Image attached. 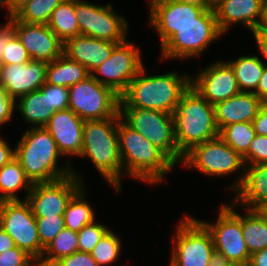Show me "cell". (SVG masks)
I'll list each match as a JSON object with an SVG mask.
<instances>
[{
  "mask_svg": "<svg viewBox=\"0 0 267 266\" xmlns=\"http://www.w3.org/2000/svg\"><path fill=\"white\" fill-rule=\"evenodd\" d=\"M117 133L123 173L130 177L154 185L176 166L162 150L129 127L120 115Z\"/></svg>",
  "mask_w": 267,
  "mask_h": 266,
  "instance_id": "1",
  "label": "cell"
},
{
  "mask_svg": "<svg viewBox=\"0 0 267 266\" xmlns=\"http://www.w3.org/2000/svg\"><path fill=\"white\" fill-rule=\"evenodd\" d=\"M145 68L129 83L120 96L119 107L158 110L172 114L183 94L191 86L189 75L175 72L147 76Z\"/></svg>",
  "mask_w": 267,
  "mask_h": 266,
  "instance_id": "2",
  "label": "cell"
},
{
  "mask_svg": "<svg viewBox=\"0 0 267 266\" xmlns=\"http://www.w3.org/2000/svg\"><path fill=\"white\" fill-rule=\"evenodd\" d=\"M15 158L32 183L53 182L72 175L70 163L58 167L56 142L45 127H33L23 133L15 145Z\"/></svg>",
  "mask_w": 267,
  "mask_h": 266,
  "instance_id": "3",
  "label": "cell"
},
{
  "mask_svg": "<svg viewBox=\"0 0 267 266\" xmlns=\"http://www.w3.org/2000/svg\"><path fill=\"white\" fill-rule=\"evenodd\" d=\"M176 144L184 156L194 146L219 137L214 105L191 86L172 113Z\"/></svg>",
  "mask_w": 267,
  "mask_h": 266,
  "instance_id": "4",
  "label": "cell"
},
{
  "mask_svg": "<svg viewBox=\"0 0 267 266\" xmlns=\"http://www.w3.org/2000/svg\"><path fill=\"white\" fill-rule=\"evenodd\" d=\"M117 126L118 117L85 120L80 157H89L109 185L119 193L123 168Z\"/></svg>",
  "mask_w": 267,
  "mask_h": 266,
  "instance_id": "5",
  "label": "cell"
},
{
  "mask_svg": "<svg viewBox=\"0 0 267 266\" xmlns=\"http://www.w3.org/2000/svg\"><path fill=\"white\" fill-rule=\"evenodd\" d=\"M175 232L169 266H214L217 263L212 236L199 219L184 216Z\"/></svg>",
  "mask_w": 267,
  "mask_h": 266,
  "instance_id": "6",
  "label": "cell"
},
{
  "mask_svg": "<svg viewBox=\"0 0 267 266\" xmlns=\"http://www.w3.org/2000/svg\"><path fill=\"white\" fill-rule=\"evenodd\" d=\"M232 205H221L217 222L213 225L200 221L210 232L217 262L236 266H247L250 254L241 227V215L234 211ZM233 207V208H232Z\"/></svg>",
  "mask_w": 267,
  "mask_h": 266,
  "instance_id": "7",
  "label": "cell"
},
{
  "mask_svg": "<svg viewBox=\"0 0 267 266\" xmlns=\"http://www.w3.org/2000/svg\"><path fill=\"white\" fill-rule=\"evenodd\" d=\"M121 119L162 150L175 164L182 163L175 140L173 116L167 112L135 107H119Z\"/></svg>",
  "mask_w": 267,
  "mask_h": 266,
  "instance_id": "8",
  "label": "cell"
},
{
  "mask_svg": "<svg viewBox=\"0 0 267 266\" xmlns=\"http://www.w3.org/2000/svg\"><path fill=\"white\" fill-rule=\"evenodd\" d=\"M223 35L214 9H206L192 24L178 28L161 47V58H191L199 56L210 43Z\"/></svg>",
  "mask_w": 267,
  "mask_h": 266,
  "instance_id": "9",
  "label": "cell"
},
{
  "mask_svg": "<svg viewBox=\"0 0 267 266\" xmlns=\"http://www.w3.org/2000/svg\"><path fill=\"white\" fill-rule=\"evenodd\" d=\"M120 96L92 75L69 87L68 108L83 120L118 117Z\"/></svg>",
  "mask_w": 267,
  "mask_h": 266,
  "instance_id": "10",
  "label": "cell"
},
{
  "mask_svg": "<svg viewBox=\"0 0 267 266\" xmlns=\"http://www.w3.org/2000/svg\"><path fill=\"white\" fill-rule=\"evenodd\" d=\"M23 201H0V228L38 263L45 249L41 246L31 207L26 199Z\"/></svg>",
  "mask_w": 267,
  "mask_h": 266,
  "instance_id": "11",
  "label": "cell"
},
{
  "mask_svg": "<svg viewBox=\"0 0 267 266\" xmlns=\"http://www.w3.org/2000/svg\"><path fill=\"white\" fill-rule=\"evenodd\" d=\"M113 10L111 4L100 6L83 0H75V14L80 35L114 43L125 41L128 23L126 18Z\"/></svg>",
  "mask_w": 267,
  "mask_h": 266,
  "instance_id": "12",
  "label": "cell"
},
{
  "mask_svg": "<svg viewBox=\"0 0 267 266\" xmlns=\"http://www.w3.org/2000/svg\"><path fill=\"white\" fill-rule=\"evenodd\" d=\"M140 54L138 47L125 40L114 47L111 56L91 75L100 84L111 88L121 96L144 67ZM96 72L101 76L98 77Z\"/></svg>",
  "mask_w": 267,
  "mask_h": 266,
  "instance_id": "13",
  "label": "cell"
},
{
  "mask_svg": "<svg viewBox=\"0 0 267 266\" xmlns=\"http://www.w3.org/2000/svg\"><path fill=\"white\" fill-rule=\"evenodd\" d=\"M81 177L72 175L53 182L33 183L25 197L35 218L64 215L71 198L84 187Z\"/></svg>",
  "mask_w": 267,
  "mask_h": 266,
  "instance_id": "14",
  "label": "cell"
},
{
  "mask_svg": "<svg viewBox=\"0 0 267 266\" xmlns=\"http://www.w3.org/2000/svg\"><path fill=\"white\" fill-rule=\"evenodd\" d=\"M182 164L209 176L229 175L246 167L242 157L220 137L194 146L184 155Z\"/></svg>",
  "mask_w": 267,
  "mask_h": 266,
  "instance_id": "15",
  "label": "cell"
},
{
  "mask_svg": "<svg viewBox=\"0 0 267 266\" xmlns=\"http://www.w3.org/2000/svg\"><path fill=\"white\" fill-rule=\"evenodd\" d=\"M149 25L156 29L161 46L186 24H192L205 11L204 8L178 0H149Z\"/></svg>",
  "mask_w": 267,
  "mask_h": 266,
  "instance_id": "16",
  "label": "cell"
},
{
  "mask_svg": "<svg viewBox=\"0 0 267 266\" xmlns=\"http://www.w3.org/2000/svg\"><path fill=\"white\" fill-rule=\"evenodd\" d=\"M196 76L191 87L208 103L215 105L241 93L235 72L227 61L214 62Z\"/></svg>",
  "mask_w": 267,
  "mask_h": 266,
  "instance_id": "17",
  "label": "cell"
},
{
  "mask_svg": "<svg viewBox=\"0 0 267 266\" xmlns=\"http://www.w3.org/2000/svg\"><path fill=\"white\" fill-rule=\"evenodd\" d=\"M8 19L31 60L51 62L63 54L64 43L48 25L21 22L13 15Z\"/></svg>",
  "mask_w": 267,
  "mask_h": 266,
  "instance_id": "18",
  "label": "cell"
},
{
  "mask_svg": "<svg viewBox=\"0 0 267 266\" xmlns=\"http://www.w3.org/2000/svg\"><path fill=\"white\" fill-rule=\"evenodd\" d=\"M48 62L30 60L22 64L0 65V84L15 101L40 89L46 81Z\"/></svg>",
  "mask_w": 267,
  "mask_h": 266,
  "instance_id": "19",
  "label": "cell"
},
{
  "mask_svg": "<svg viewBox=\"0 0 267 266\" xmlns=\"http://www.w3.org/2000/svg\"><path fill=\"white\" fill-rule=\"evenodd\" d=\"M81 119L69 108L56 111L44 126L56 142L62 155L80 156L83 142V125Z\"/></svg>",
  "mask_w": 267,
  "mask_h": 266,
  "instance_id": "20",
  "label": "cell"
},
{
  "mask_svg": "<svg viewBox=\"0 0 267 266\" xmlns=\"http://www.w3.org/2000/svg\"><path fill=\"white\" fill-rule=\"evenodd\" d=\"M118 43L77 35L64 43L63 54L85 66L90 74L103 64Z\"/></svg>",
  "mask_w": 267,
  "mask_h": 266,
  "instance_id": "21",
  "label": "cell"
},
{
  "mask_svg": "<svg viewBox=\"0 0 267 266\" xmlns=\"http://www.w3.org/2000/svg\"><path fill=\"white\" fill-rule=\"evenodd\" d=\"M246 166L242 176L230 188L237 193L235 205L240 204L255 210L262 202L267 201V164Z\"/></svg>",
  "mask_w": 267,
  "mask_h": 266,
  "instance_id": "22",
  "label": "cell"
},
{
  "mask_svg": "<svg viewBox=\"0 0 267 266\" xmlns=\"http://www.w3.org/2000/svg\"><path fill=\"white\" fill-rule=\"evenodd\" d=\"M262 3L263 0H221L213 7L220 31L226 34L231 25L239 22L254 32Z\"/></svg>",
  "mask_w": 267,
  "mask_h": 266,
  "instance_id": "23",
  "label": "cell"
},
{
  "mask_svg": "<svg viewBox=\"0 0 267 266\" xmlns=\"http://www.w3.org/2000/svg\"><path fill=\"white\" fill-rule=\"evenodd\" d=\"M261 99L254 93L241 92L214 105L219 131L232 123L252 122L257 116Z\"/></svg>",
  "mask_w": 267,
  "mask_h": 266,
  "instance_id": "24",
  "label": "cell"
},
{
  "mask_svg": "<svg viewBox=\"0 0 267 266\" xmlns=\"http://www.w3.org/2000/svg\"><path fill=\"white\" fill-rule=\"evenodd\" d=\"M90 75V72L85 66L62 54L55 60L48 62L45 82L69 88L85 80Z\"/></svg>",
  "mask_w": 267,
  "mask_h": 266,
  "instance_id": "25",
  "label": "cell"
},
{
  "mask_svg": "<svg viewBox=\"0 0 267 266\" xmlns=\"http://www.w3.org/2000/svg\"><path fill=\"white\" fill-rule=\"evenodd\" d=\"M17 106L26 122L33 127H44L55 113L50 107L49 92L40 89L30 92L18 98Z\"/></svg>",
  "mask_w": 267,
  "mask_h": 266,
  "instance_id": "26",
  "label": "cell"
},
{
  "mask_svg": "<svg viewBox=\"0 0 267 266\" xmlns=\"http://www.w3.org/2000/svg\"><path fill=\"white\" fill-rule=\"evenodd\" d=\"M32 186L33 183L26 176L16 158L0 168V201L20 200L16 192L24 189L28 195Z\"/></svg>",
  "mask_w": 267,
  "mask_h": 266,
  "instance_id": "27",
  "label": "cell"
},
{
  "mask_svg": "<svg viewBox=\"0 0 267 266\" xmlns=\"http://www.w3.org/2000/svg\"><path fill=\"white\" fill-rule=\"evenodd\" d=\"M47 25L63 43L80 35L75 0L62 1L52 12Z\"/></svg>",
  "mask_w": 267,
  "mask_h": 266,
  "instance_id": "28",
  "label": "cell"
},
{
  "mask_svg": "<svg viewBox=\"0 0 267 266\" xmlns=\"http://www.w3.org/2000/svg\"><path fill=\"white\" fill-rule=\"evenodd\" d=\"M228 63L235 72L241 92L255 93L265 67L263 60L257 55H249Z\"/></svg>",
  "mask_w": 267,
  "mask_h": 266,
  "instance_id": "29",
  "label": "cell"
},
{
  "mask_svg": "<svg viewBox=\"0 0 267 266\" xmlns=\"http://www.w3.org/2000/svg\"><path fill=\"white\" fill-rule=\"evenodd\" d=\"M246 211V215H241V227L251 255L267 247V221L253 209H246Z\"/></svg>",
  "mask_w": 267,
  "mask_h": 266,
  "instance_id": "30",
  "label": "cell"
},
{
  "mask_svg": "<svg viewBox=\"0 0 267 266\" xmlns=\"http://www.w3.org/2000/svg\"><path fill=\"white\" fill-rule=\"evenodd\" d=\"M77 251H79L77 232L64 228L45 248L37 266H53L61 258Z\"/></svg>",
  "mask_w": 267,
  "mask_h": 266,
  "instance_id": "31",
  "label": "cell"
},
{
  "mask_svg": "<svg viewBox=\"0 0 267 266\" xmlns=\"http://www.w3.org/2000/svg\"><path fill=\"white\" fill-rule=\"evenodd\" d=\"M83 189L84 187L71 198L64 212L65 228L75 232L95 221L92 207L84 200Z\"/></svg>",
  "mask_w": 267,
  "mask_h": 266,
  "instance_id": "32",
  "label": "cell"
},
{
  "mask_svg": "<svg viewBox=\"0 0 267 266\" xmlns=\"http://www.w3.org/2000/svg\"><path fill=\"white\" fill-rule=\"evenodd\" d=\"M255 135L252 122L232 123L219 131V137L241 157L247 153Z\"/></svg>",
  "mask_w": 267,
  "mask_h": 266,
  "instance_id": "33",
  "label": "cell"
},
{
  "mask_svg": "<svg viewBox=\"0 0 267 266\" xmlns=\"http://www.w3.org/2000/svg\"><path fill=\"white\" fill-rule=\"evenodd\" d=\"M64 0H29L13 16L26 23L46 24L52 12Z\"/></svg>",
  "mask_w": 267,
  "mask_h": 266,
  "instance_id": "34",
  "label": "cell"
},
{
  "mask_svg": "<svg viewBox=\"0 0 267 266\" xmlns=\"http://www.w3.org/2000/svg\"><path fill=\"white\" fill-rule=\"evenodd\" d=\"M121 241L116 233L109 230L90 252L98 266L115 263L121 253Z\"/></svg>",
  "mask_w": 267,
  "mask_h": 266,
  "instance_id": "35",
  "label": "cell"
},
{
  "mask_svg": "<svg viewBox=\"0 0 267 266\" xmlns=\"http://www.w3.org/2000/svg\"><path fill=\"white\" fill-rule=\"evenodd\" d=\"M36 225L41 246L45 249L65 228L64 215L36 218Z\"/></svg>",
  "mask_w": 267,
  "mask_h": 266,
  "instance_id": "36",
  "label": "cell"
},
{
  "mask_svg": "<svg viewBox=\"0 0 267 266\" xmlns=\"http://www.w3.org/2000/svg\"><path fill=\"white\" fill-rule=\"evenodd\" d=\"M109 231L106 226L95 221L84 226L78 234V246L81 252H91L101 238Z\"/></svg>",
  "mask_w": 267,
  "mask_h": 266,
  "instance_id": "37",
  "label": "cell"
},
{
  "mask_svg": "<svg viewBox=\"0 0 267 266\" xmlns=\"http://www.w3.org/2000/svg\"><path fill=\"white\" fill-rule=\"evenodd\" d=\"M31 60L28 51L24 48L21 41L15 35L4 49L3 58L0 65L22 64Z\"/></svg>",
  "mask_w": 267,
  "mask_h": 266,
  "instance_id": "38",
  "label": "cell"
},
{
  "mask_svg": "<svg viewBox=\"0 0 267 266\" xmlns=\"http://www.w3.org/2000/svg\"><path fill=\"white\" fill-rule=\"evenodd\" d=\"M242 159L245 165L267 164V136L256 134Z\"/></svg>",
  "mask_w": 267,
  "mask_h": 266,
  "instance_id": "39",
  "label": "cell"
},
{
  "mask_svg": "<svg viewBox=\"0 0 267 266\" xmlns=\"http://www.w3.org/2000/svg\"><path fill=\"white\" fill-rule=\"evenodd\" d=\"M40 90L42 92H49L50 107L55 112L68 108L69 88L45 82Z\"/></svg>",
  "mask_w": 267,
  "mask_h": 266,
  "instance_id": "40",
  "label": "cell"
},
{
  "mask_svg": "<svg viewBox=\"0 0 267 266\" xmlns=\"http://www.w3.org/2000/svg\"><path fill=\"white\" fill-rule=\"evenodd\" d=\"M32 264L37 266L36 260L17 246L0 254V266H32Z\"/></svg>",
  "mask_w": 267,
  "mask_h": 266,
  "instance_id": "41",
  "label": "cell"
},
{
  "mask_svg": "<svg viewBox=\"0 0 267 266\" xmlns=\"http://www.w3.org/2000/svg\"><path fill=\"white\" fill-rule=\"evenodd\" d=\"M53 266H98L90 252L77 251L58 260Z\"/></svg>",
  "mask_w": 267,
  "mask_h": 266,
  "instance_id": "42",
  "label": "cell"
},
{
  "mask_svg": "<svg viewBox=\"0 0 267 266\" xmlns=\"http://www.w3.org/2000/svg\"><path fill=\"white\" fill-rule=\"evenodd\" d=\"M15 106V100L9 96L5 88L0 84V126L11 121L13 111L16 109Z\"/></svg>",
  "mask_w": 267,
  "mask_h": 266,
  "instance_id": "43",
  "label": "cell"
},
{
  "mask_svg": "<svg viewBox=\"0 0 267 266\" xmlns=\"http://www.w3.org/2000/svg\"><path fill=\"white\" fill-rule=\"evenodd\" d=\"M258 135L267 136V102H262L257 116L252 121Z\"/></svg>",
  "mask_w": 267,
  "mask_h": 266,
  "instance_id": "44",
  "label": "cell"
},
{
  "mask_svg": "<svg viewBox=\"0 0 267 266\" xmlns=\"http://www.w3.org/2000/svg\"><path fill=\"white\" fill-rule=\"evenodd\" d=\"M14 36V25L10 20H8L6 25H0V60L3 58L4 49L8 45V42H10Z\"/></svg>",
  "mask_w": 267,
  "mask_h": 266,
  "instance_id": "45",
  "label": "cell"
},
{
  "mask_svg": "<svg viewBox=\"0 0 267 266\" xmlns=\"http://www.w3.org/2000/svg\"><path fill=\"white\" fill-rule=\"evenodd\" d=\"M15 158V149L12 150L7 142L0 137V168Z\"/></svg>",
  "mask_w": 267,
  "mask_h": 266,
  "instance_id": "46",
  "label": "cell"
},
{
  "mask_svg": "<svg viewBox=\"0 0 267 266\" xmlns=\"http://www.w3.org/2000/svg\"><path fill=\"white\" fill-rule=\"evenodd\" d=\"M267 64H265L261 79L254 93L262 102H267Z\"/></svg>",
  "mask_w": 267,
  "mask_h": 266,
  "instance_id": "47",
  "label": "cell"
},
{
  "mask_svg": "<svg viewBox=\"0 0 267 266\" xmlns=\"http://www.w3.org/2000/svg\"><path fill=\"white\" fill-rule=\"evenodd\" d=\"M257 46L260 49V54L267 60V31H254L252 32Z\"/></svg>",
  "mask_w": 267,
  "mask_h": 266,
  "instance_id": "48",
  "label": "cell"
},
{
  "mask_svg": "<svg viewBox=\"0 0 267 266\" xmlns=\"http://www.w3.org/2000/svg\"><path fill=\"white\" fill-rule=\"evenodd\" d=\"M247 266H267V247L252 253Z\"/></svg>",
  "mask_w": 267,
  "mask_h": 266,
  "instance_id": "49",
  "label": "cell"
},
{
  "mask_svg": "<svg viewBox=\"0 0 267 266\" xmlns=\"http://www.w3.org/2000/svg\"><path fill=\"white\" fill-rule=\"evenodd\" d=\"M16 247L14 240L0 228V254Z\"/></svg>",
  "mask_w": 267,
  "mask_h": 266,
  "instance_id": "50",
  "label": "cell"
},
{
  "mask_svg": "<svg viewBox=\"0 0 267 266\" xmlns=\"http://www.w3.org/2000/svg\"><path fill=\"white\" fill-rule=\"evenodd\" d=\"M254 31H267V2L262 3L261 16Z\"/></svg>",
  "mask_w": 267,
  "mask_h": 266,
  "instance_id": "51",
  "label": "cell"
},
{
  "mask_svg": "<svg viewBox=\"0 0 267 266\" xmlns=\"http://www.w3.org/2000/svg\"><path fill=\"white\" fill-rule=\"evenodd\" d=\"M29 0H5L6 8L9 12V17L12 16L18 9H20Z\"/></svg>",
  "mask_w": 267,
  "mask_h": 266,
  "instance_id": "52",
  "label": "cell"
},
{
  "mask_svg": "<svg viewBox=\"0 0 267 266\" xmlns=\"http://www.w3.org/2000/svg\"><path fill=\"white\" fill-rule=\"evenodd\" d=\"M181 2H186V3H190V4H194L197 6H200L202 8L206 9H211L212 7L209 5L208 0H178Z\"/></svg>",
  "mask_w": 267,
  "mask_h": 266,
  "instance_id": "53",
  "label": "cell"
},
{
  "mask_svg": "<svg viewBox=\"0 0 267 266\" xmlns=\"http://www.w3.org/2000/svg\"><path fill=\"white\" fill-rule=\"evenodd\" d=\"M255 211L267 221V201L262 202Z\"/></svg>",
  "mask_w": 267,
  "mask_h": 266,
  "instance_id": "54",
  "label": "cell"
},
{
  "mask_svg": "<svg viewBox=\"0 0 267 266\" xmlns=\"http://www.w3.org/2000/svg\"><path fill=\"white\" fill-rule=\"evenodd\" d=\"M221 0H208L209 5L213 8L217 5Z\"/></svg>",
  "mask_w": 267,
  "mask_h": 266,
  "instance_id": "55",
  "label": "cell"
},
{
  "mask_svg": "<svg viewBox=\"0 0 267 266\" xmlns=\"http://www.w3.org/2000/svg\"><path fill=\"white\" fill-rule=\"evenodd\" d=\"M214 266H236V265H231V264H225V263H219V262H217Z\"/></svg>",
  "mask_w": 267,
  "mask_h": 266,
  "instance_id": "56",
  "label": "cell"
},
{
  "mask_svg": "<svg viewBox=\"0 0 267 266\" xmlns=\"http://www.w3.org/2000/svg\"><path fill=\"white\" fill-rule=\"evenodd\" d=\"M2 6H4V7L6 6V5H5V0H0V8H1Z\"/></svg>",
  "mask_w": 267,
  "mask_h": 266,
  "instance_id": "57",
  "label": "cell"
}]
</instances>
